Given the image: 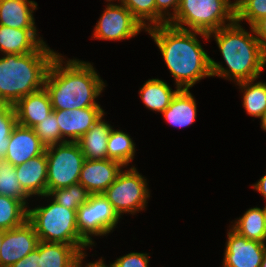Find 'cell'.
<instances>
[{
	"instance_id": "cell-1",
	"label": "cell",
	"mask_w": 266,
	"mask_h": 267,
	"mask_svg": "<svg viewBox=\"0 0 266 267\" xmlns=\"http://www.w3.org/2000/svg\"><path fill=\"white\" fill-rule=\"evenodd\" d=\"M160 50L165 64L172 74L175 85L190 89L201 79L212 77L210 56L197 35L208 41V34L183 30L169 24L146 29Z\"/></svg>"
},
{
	"instance_id": "cell-2",
	"label": "cell",
	"mask_w": 266,
	"mask_h": 267,
	"mask_svg": "<svg viewBox=\"0 0 266 267\" xmlns=\"http://www.w3.org/2000/svg\"><path fill=\"white\" fill-rule=\"evenodd\" d=\"M98 74L93 63L79 59L66 60L57 53L44 80L53 110L101 107L96 100L106 83Z\"/></svg>"
},
{
	"instance_id": "cell-3",
	"label": "cell",
	"mask_w": 266,
	"mask_h": 267,
	"mask_svg": "<svg viewBox=\"0 0 266 267\" xmlns=\"http://www.w3.org/2000/svg\"><path fill=\"white\" fill-rule=\"evenodd\" d=\"M234 21L208 34L217 43L227 68L210 58L212 77L232 80L234 83L259 78L266 67V55L252 27L245 30Z\"/></svg>"
},
{
	"instance_id": "cell-4",
	"label": "cell",
	"mask_w": 266,
	"mask_h": 267,
	"mask_svg": "<svg viewBox=\"0 0 266 267\" xmlns=\"http://www.w3.org/2000/svg\"><path fill=\"white\" fill-rule=\"evenodd\" d=\"M57 53L45 42L31 53L3 54L0 57V102L14 105L22 97L42 89Z\"/></svg>"
},
{
	"instance_id": "cell-5",
	"label": "cell",
	"mask_w": 266,
	"mask_h": 267,
	"mask_svg": "<svg viewBox=\"0 0 266 267\" xmlns=\"http://www.w3.org/2000/svg\"><path fill=\"white\" fill-rule=\"evenodd\" d=\"M48 200L46 206L28 208V221L34 226L39 240L73 245L79 252L91 248L78 232L77 211L63 207L51 198Z\"/></svg>"
},
{
	"instance_id": "cell-6",
	"label": "cell",
	"mask_w": 266,
	"mask_h": 267,
	"mask_svg": "<svg viewBox=\"0 0 266 267\" xmlns=\"http://www.w3.org/2000/svg\"><path fill=\"white\" fill-rule=\"evenodd\" d=\"M234 21L235 4L233 1L179 0L176 15L168 24L183 30L209 34Z\"/></svg>"
},
{
	"instance_id": "cell-7",
	"label": "cell",
	"mask_w": 266,
	"mask_h": 267,
	"mask_svg": "<svg viewBox=\"0 0 266 267\" xmlns=\"http://www.w3.org/2000/svg\"><path fill=\"white\" fill-rule=\"evenodd\" d=\"M126 169H122L113 184L103 193L120 217L123 214L133 216L143 211L150 198L147 179L134 165Z\"/></svg>"
},
{
	"instance_id": "cell-8",
	"label": "cell",
	"mask_w": 266,
	"mask_h": 267,
	"mask_svg": "<svg viewBox=\"0 0 266 267\" xmlns=\"http://www.w3.org/2000/svg\"><path fill=\"white\" fill-rule=\"evenodd\" d=\"M47 157V194L79 182L85 157L77 142H63L49 146Z\"/></svg>"
},
{
	"instance_id": "cell-9",
	"label": "cell",
	"mask_w": 266,
	"mask_h": 267,
	"mask_svg": "<svg viewBox=\"0 0 266 267\" xmlns=\"http://www.w3.org/2000/svg\"><path fill=\"white\" fill-rule=\"evenodd\" d=\"M77 228L80 236L92 247V236H106L113 232L120 216L103 194H90L76 213Z\"/></svg>"
},
{
	"instance_id": "cell-10",
	"label": "cell",
	"mask_w": 266,
	"mask_h": 267,
	"mask_svg": "<svg viewBox=\"0 0 266 267\" xmlns=\"http://www.w3.org/2000/svg\"><path fill=\"white\" fill-rule=\"evenodd\" d=\"M92 38L121 41L138 35L146 29L123 4H107L94 26Z\"/></svg>"
},
{
	"instance_id": "cell-11",
	"label": "cell",
	"mask_w": 266,
	"mask_h": 267,
	"mask_svg": "<svg viewBox=\"0 0 266 267\" xmlns=\"http://www.w3.org/2000/svg\"><path fill=\"white\" fill-rule=\"evenodd\" d=\"M222 267H260L266 244L247 239L229 226Z\"/></svg>"
},
{
	"instance_id": "cell-12",
	"label": "cell",
	"mask_w": 266,
	"mask_h": 267,
	"mask_svg": "<svg viewBox=\"0 0 266 267\" xmlns=\"http://www.w3.org/2000/svg\"><path fill=\"white\" fill-rule=\"evenodd\" d=\"M39 237L34 226L27 220L11 230H5L0 248V267H10L35 250Z\"/></svg>"
},
{
	"instance_id": "cell-13",
	"label": "cell",
	"mask_w": 266,
	"mask_h": 267,
	"mask_svg": "<svg viewBox=\"0 0 266 267\" xmlns=\"http://www.w3.org/2000/svg\"><path fill=\"white\" fill-rule=\"evenodd\" d=\"M54 111L61 133V143L77 142L105 114L102 107Z\"/></svg>"
},
{
	"instance_id": "cell-14",
	"label": "cell",
	"mask_w": 266,
	"mask_h": 267,
	"mask_svg": "<svg viewBox=\"0 0 266 267\" xmlns=\"http://www.w3.org/2000/svg\"><path fill=\"white\" fill-rule=\"evenodd\" d=\"M125 168L121 163L111 160L85 159L79 182L90 194H103L116 180L118 174Z\"/></svg>"
},
{
	"instance_id": "cell-15",
	"label": "cell",
	"mask_w": 266,
	"mask_h": 267,
	"mask_svg": "<svg viewBox=\"0 0 266 267\" xmlns=\"http://www.w3.org/2000/svg\"><path fill=\"white\" fill-rule=\"evenodd\" d=\"M45 150L46 147L41 143L33 128L17 124L11 132L4 160L13 166H18L43 154Z\"/></svg>"
},
{
	"instance_id": "cell-16",
	"label": "cell",
	"mask_w": 266,
	"mask_h": 267,
	"mask_svg": "<svg viewBox=\"0 0 266 267\" xmlns=\"http://www.w3.org/2000/svg\"><path fill=\"white\" fill-rule=\"evenodd\" d=\"M17 124L33 128L46 119L53 111L47 90L42 89L22 97L13 105Z\"/></svg>"
},
{
	"instance_id": "cell-17",
	"label": "cell",
	"mask_w": 266,
	"mask_h": 267,
	"mask_svg": "<svg viewBox=\"0 0 266 267\" xmlns=\"http://www.w3.org/2000/svg\"><path fill=\"white\" fill-rule=\"evenodd\" d=\"M17 178L22 189L30 196L47 195V157L46 153L31 158L27 162L15 166Z\"/></svg>"
},
{
	"instance_id": "cell-18",
	"label": "cell",
	"mask_w": 266,
	"mask_h": 267,
	"mask_svg": "<svg viewBox=\"0 0 266 267\" xmlns=\"http://www.w3.org/2000/svg\"><path fill=\"white\" fill-rule=\"evenodd\" d=\"M37 29H16L0 25V53L27 54L37 51L45 41Z\"/></svg>"
},
{
	"instance_id": "cell-19",
	"label": "cell",
	"mask_w": 266,
	"mask_h": 267,
	"mask_svg": "<svg viewBox=\"0 0 266 267\" xmlns=\"http://www.w3.org/2000/svg\"><path fill=\"white\" fill-rule=\"evenodd\" d=\"M37 2L33 0H0V25L16 29H37L34 11Z\"/></svg>"
},
{
	"instance_id": "cell-20",
	"label": "cell",
	"mask_w": 266,
	"mask_h": 267,
	"mask_svg": "<svg viewBox=\"0 0 266 267\" xmlns=\"http://www.w3.org/2000/svg\"><path fill=\"white\" fill-rule=\"evenodd\" d=\"M161 114L172 127L185 128L190 126L197 117L195 97L189 89H180Z\"/></svg>"
},
{
	"instance_id": "cell-21",
	"label": "cell",
	"mask_w": 266,
	"mask_h": 267,
	"mask_svg": "<svg viewBox=\"0 0 266 267\" xmlns=\"http://www.w3.org/2000/svg\"><path fill=\"white\" fill-rule=\"evenodd\" d=\"M104 116L77 141L87 160L107 159L108 138L113 127L104 120Z\"/></svg>"
},
{
	"instance_id": "cell-22",
	"label": "cell",
	"mask_w": 266,
	"mask_h": 267,
	"mask_svg": "<svg viewBox=\"0 0 266 267\" xmlns=\"http://www.w3.org/2000/svg\"><path fill=\"white\" fill-rule=\"evenodd\" d=\"M179 90L178 86H175V90H173L166 81L152 78L142 85L139 90V96L148 110L162 113Z\"/></svg>"
},
{
	"instance_id": "cell-23",
	"label": "cell",
	"mask_w": 266,
	"mask_h": 267,
	"mask_svg": "<svg viewBox=\"0 0 266 267\" xmlns=\"http://www.w3.org/2000/svg\"><path fill=\"white\" fill-rule=\"evenodd\" d=\"M79 253L73 245L39 241V267H73Z\"/></svg>"
},
{
	"instance_id": "cell-24",
	"label": "cell",
	"mask_w": 266,
	"mask_h": 267,
	"mask_svg": "<svg viewBox=\"0 0 266 267\" xmlns=\"http://www.w3.org/2000/svg\"><path fill=\"white\" fill-rule=\"evenodd\" d=\"M258 78L235 83L243 93L242 106L251 117L261 118L266 111V82ZM256 81V83H255Z\"/></svg>"
},
{
	"instance_id": "cell-25",
	"label": "cell",
	"mask_w": 266,
	"mask_h": 267,
	"mask_svg": "<svg viewBox=\"0 0 266 267\" xmlns=\"http://www.w3.org/2000/svg\"><path fill=\"white\" fill-rule=\"evenodd\" d=\"M231 227L247 239L266 243V226L263 208H249L244 214L237 218Z\"/></svg>"
},
{
	"instance_id": "cell-26",
	"label": "cell",
	"mask_w": 266,
	"mask_h": 267,
	"mask_svg": "<svg viewBox=\"0 0 266 267\" xmlns=\"http://www.w3.org/2000/svg\"><path fill=\"white\" fill-rule=\"evenodd\" d=\"M135 146L128 133L112 128L108 138L107 158L127 167L134 160Z\"/></svg>"
},
{
	"instance_id": "cell-27",
	"label": "cell",
	"mask_w": 266,
	"mask_h": 267,
	"mask_svg": "<svg viewBox=\"0 0 266 267\" xmlns=\"http://www.w3.org/2000/svg\"><path fill=\"white\" fill-rule=\"evenodd\" d=\"M28 220V207L20 200L0 195V230H11Z\"/></svg>"
},
{
	"instance_id": "cell-28",
	"label": "cell",
	"mask_w": 266,
	"mask_h": 267,
	"mask_svg": "<svg viewBox=\"0 0 266 267\" xmlns=\"http://www.w3.org/2000/svg\"><path fill=\"white\" fill-rule=\"evenodd\" d=\"M0 195L18 199L29 208L31 197L22 189L15 166L6 160H0Z\"/></svg>"
},
{
	"instance_id": "cell-29",
	"label": "cell",
	"mask_w": 266,
	"mask_h": 267,
	"mask_svg": "<svg viewBox=\"0 0 266 267\" xmlns=\"http://www.w3.org/2000/svg\"><path fill=\"white\" fill-rule=\"evenodd\" d=\"M90 193L80 183L70 185L66 188H60L50 191L42 198H51L57 204L71 210H78V208L88 201Z\"/></svg>"
},
{
	"instance_id": "cell-30",
	"label": "cell",
	"mask_w": 266,
	"mask_h": 267,
	"mask_svg": "<svg viewBox=\"0 0 266 267\" xmlns=\"http://www.w3.org/2000/svg\"><path fill=\"white\" fill-rule=\"evenodd\" d=\"M120 3L129 9L145 29L156 26L155 0H122Z\"/></svg>"
},
{
	"instance_id": "cell-31",
	"label": "cell",
	"mask_w": 266,
	"mask_h": 267,
	"mask_svg": "<svg viewBox=\"0 0 266 267\" xmlns=\"http://www.w3.org/2000/svg\"><path fill=\"white\" fill-rule=\"evenodd\" d=\"M266 16V0H239L235 4V21H246L251 27Z\"/></svg>"
},
{
	"instance_id": "cell-32",
	"label": "cell",
	"mask_w": 266,
	"mask_h": 267,
	"mask_svg": "<svg viewBox=\"0 0 266 267\" xmlns=\"http://www.w3.org/2000/svg\"><path fill=\"white\" fill-rule=\"evenodd\" d=\"M16 125L17 119L13 105L0 102V160H4L11 132Z\"/></svg>"
},
{
	"instance_id": "cell-33",
	"label": "cell",
	"mask_w": 266,
	"mask_h": 267,
	"mask_svg": "<svg viewBox=\"0 0 266 267\" xmlns=\"http://www.w3.org/2000/svg\"><path fill=\"white\" fill-rule=\"evenodd\" d=\"M33 129L46 148L61 143V133L54 110L46 119L34 126Z\"/></svg>"
},
{
	"instance_id": "cell-34",
	"label": "cell",
	"mask_w": 266,
	"mask_h": 267,
	"mask_svg": "<svg viewBox=\"0 0 266 267\" xmlns=\"http://www.w3.org/2000/svg\"><path fill=\"white\" fill-rule=\"evenodd\" d=\"M155 3L156 26L168 24V22L176 15L179 7V0H155ZM170 10H173V12H170Z\"/></svg>"
},
{
	"instance_id": "cell-35",
	"label": "cell",
	"mask_w": 266,
	"mask_h": 267,
	"mask_svg": "<svg viewBox=\"0 0 266 267\" xmlns=\"http://www.w3.org/2000/svg\"><path fill=\"white\" fill-rule=\"evenodd\" d=\"M150 256L148 253L130 252L117 258L112 267H149Z\"/></svg>"
},
{
	"instance_id": "cell-36",
	"label": "cell",
	"mask_w": 266,
	"mask_h": 267,
	"mask_svg": "<svg viewBox=\"0 0 266 267\" xmlns=\"http://www.w3.org/2000/svg\"><path fill=\"white\" fill-rule=\"evenodd\" d=\"M251 27L266 55V16L257 20Z\"/></svg>"
},
{
	"instance_id": "cell-37",
	"label": "cell",
	"mask_w": 266,
	"mask_h": 267,
	"mask_svg": "<svg viewBox=\"0 0 266 267\" xmlns=\"http://www.w3.org/2000/svg\"><path fill=\"white\" fill-rule=\"evenodd\" d=\"M10 267H39V243L35 250Z\"/></svg>"
},
{
	"instance_id": "cell-38",
	"label": "cell",
	"mask_w": 266,
	"mask_h": 267,
	"mask_svg": "<svg viewBox=\"0 0 266 267\" xmlns=\"http://www.w3.org/2000/svg\"><path fill=\"white\" fill-rule=\"evenodd\" d=\"M87 256L86 254V250L85 251H82L80 252L76 259H75V262H74V266L73 267H112L111 263L109 265H107L105 262H104V259L103 257H101L100 259L96 260L95 262H89V263H86L85 265H83V261L85 259V257Z\"/></svg>"
},
{
	"instance_id": "cell-39",
	"label": "cell",
	"mask_w": 266,
	"mask_h": 267,
	"mask_svg": "<svg viewBox=\"0 0 266 267\" xmlns=\"http://www.w3.org/2000/svg\"><path fill=\"white\" fill-rule=\"evenodd\" d=\"M252 188L259 192L266 200V174H264L258 182H255L254 185H252Z\"/></svg>"
},
{
	"instance_id": "cell-40",
	"label": "cell",
	"mask_w": 266,
	"mask_h": 267,
	"mask_svg": "<svg viewBox=\"0 0 266 267\" xmlns=\"http://www.w3.org/2000/svg\"><path fill=\"white\" fill-rule=\"evenodd\" d=\"M260 121L262 130L266 132V111L263 113L262 117L260 118Z\"/></svg>"
},
{
	"instance_id": "cell-41",
	"label": "cell",
	"mask_w": 266,
	"mask_h": 267,
	"mask_svg": "<svg viewBox=\"0 0 266 267\" xmlns=\"http://www.w3.org/2000/svg\"><path fill=\"white\" fill-rule=\"evenodd\" d=\"M260 267H266V249H265V253H264L263 260H262Z\"/></svg>"
},
{
	"instance_id": "cell-42",
	"label": "cell",
	"mask_w": 266,
	"mask_h": 267,
	"mask_svg": "<svg viewBox=\"0 0 266 267\" xmlns=\"http://www.w3.org/2000/svg\"><path fill=\"white\" fill-rule=\"evenodd\" d=\"M3 233H4V230H0V248H1L2 241H3Z\"/></svg>"
},
{
	"instance_id": "cell-43",
	"label": "cell",
	"mask_w": 266,
	"mask_h": 267,
	"mask_svg": "<svg viewBox=\"0 0 266 267\" xmlns=\"http://www.w3.org/2000/svg\"><path fill=\"white\" fill-rule=\"evenodd\" d=\"M263 214H264V220H265V226H266V205L263 207Z\"/></svg>"
},
{
	"instance_id": "cell-44",
	"label": "cell",
	"mask_w": 266,
	"mask_h": 267,
	"mask_svg": "<svg viewBox=\"0 0 266 267\" xmlns=\"http://www.w3.org/2000/svg\"><path fill=\"white\" fill-rule=\"evenodd\" d=\"M114 2V0H106V2H108V4H111V2ZM116 1V0H115ZM119 1V3L122 1V0H117V2Z\"/></svg>"
}]
</instances>
